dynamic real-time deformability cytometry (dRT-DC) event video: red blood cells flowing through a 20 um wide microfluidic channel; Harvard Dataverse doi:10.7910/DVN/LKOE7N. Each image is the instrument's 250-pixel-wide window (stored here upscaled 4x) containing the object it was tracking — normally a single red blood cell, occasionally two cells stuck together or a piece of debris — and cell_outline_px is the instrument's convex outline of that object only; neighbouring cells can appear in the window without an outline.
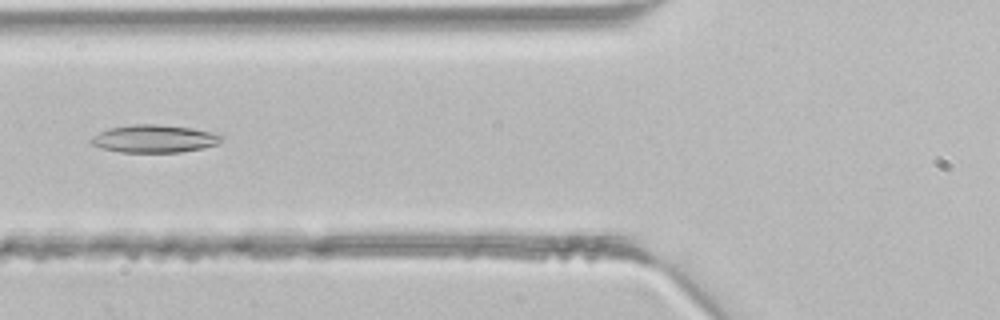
{"species": "common noctule bat (a hibernating species)", "species_latin": "Nyctalus noctula", "temperature_condition": "room temperature", "stored_images_in_passage": 33, "camera_frame_rate_fps": 3000, "um_per_image_px": 0.085, "animal": {"sex": "male", "body_mass_g": 21.5, "forearm_length_mm": 52.0}, "frame": {"image": 1, "passage_image": 7, "time_ms": 2.0, "image_size_px": [1000, 320], "cell_outline_px": [[224, 136], [216, 144], [204, 148], [180, 152], [120, 152], [104, 148], [92, 144], [88, 140], [92, 136], [108, 128], [132, 124], [156, 124], [192, 128], [212, 132]], "centroid_in_image_um": [13.1, 11.78], "position_along_channel_um": 112.7, "area_um2": 20.98}}
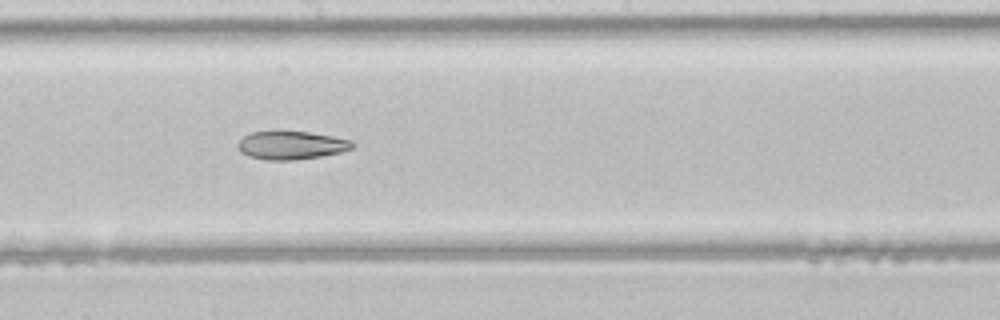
{"frame": {"image": 2, "passage_image": 14, "time_ms": 4.333, "image_size_px": [1000, 320], "cell_outline_px": [[356, 144], [352, 148], [340, 152], [320, 156], [296, 160], [264, 160], [248, 156], [240, 152], [236, 144], [244, 136], [252, 132], [276, 128], [280, 128], [308, 132], [332, 136], [352, 140]], "centroid_in_image_um": [24.71, 12.3], "position_along_channel_um": 223.5, "area_um2": 19.65}}
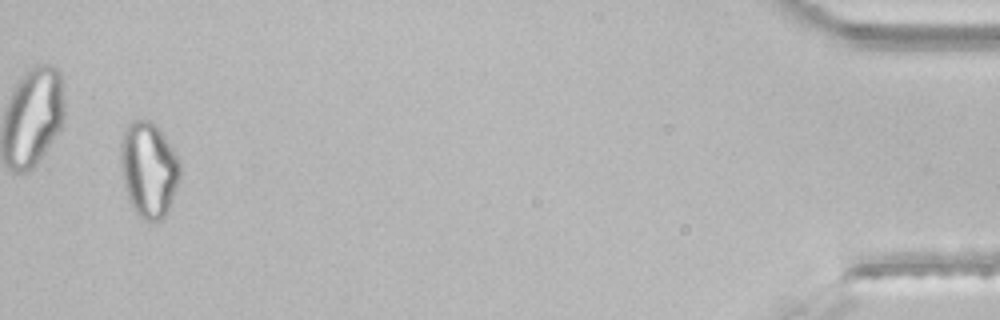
{"frame": {"image": 3, "passage_image": 32, "time_ms": 10.333, "image_size_px": [1000, 320], "cell_outline_px": [[180, 176], [168, 212], [160, 220], [140, 220], [132, 208], [128, 200], [124, 188], [120, 164], [120, 144], [124, 132], [128, 124], [132, 120], [148, 120], [160, 132], [176, 156], [180, 164]], "centroid_in_image_um": [12.59, 14.47], "position_along_channel_um": 422.6, "area_um2": 32.77}}